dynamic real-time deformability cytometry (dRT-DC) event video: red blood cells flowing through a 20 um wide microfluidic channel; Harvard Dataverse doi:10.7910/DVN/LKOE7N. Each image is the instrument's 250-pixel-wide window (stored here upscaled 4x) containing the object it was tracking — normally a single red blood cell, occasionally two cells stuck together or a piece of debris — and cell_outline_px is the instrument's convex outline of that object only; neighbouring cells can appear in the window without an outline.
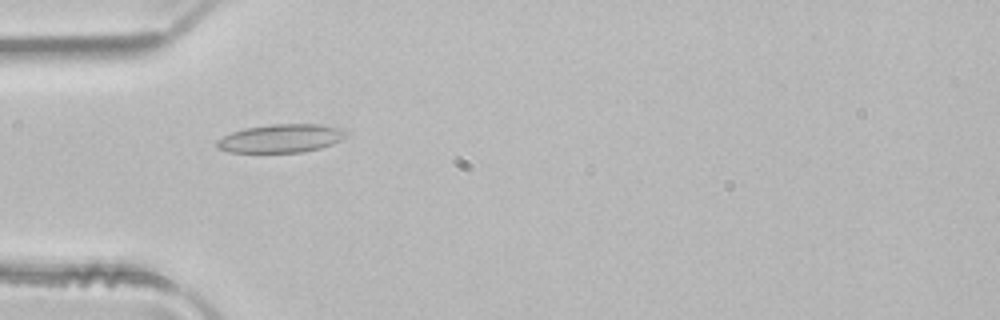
{"species": "common noctule bat (a hibernating species)", "species_latin": "Nyctalus noctula", "temperature_condition": "room temperature", "stored_images_in_passage": 1, "camera_frame_rate_fps": 3000, "um_per_image_px": 0.085, "animal": {"sex": "male", "body_mass_g": 21.5, "forearm_length_mm": 52.0}, "frame": {"image": 1, "passage_image": 1, "time_ms": 0.0, "image_size_px": [1000, 320], "cell_outline_px": [[348, 136], [332, 144], [320, 148], [300, 152], [228, 152], [216, 148], [216, 140], [232, 132], [244, 128], [268, 124], [320, 124], [340, 128], [348, 132]], "centroid_in_image_um": [23.87, 11.75], "position_along_channel_um": 61.1, "area_um2": 21.44}}